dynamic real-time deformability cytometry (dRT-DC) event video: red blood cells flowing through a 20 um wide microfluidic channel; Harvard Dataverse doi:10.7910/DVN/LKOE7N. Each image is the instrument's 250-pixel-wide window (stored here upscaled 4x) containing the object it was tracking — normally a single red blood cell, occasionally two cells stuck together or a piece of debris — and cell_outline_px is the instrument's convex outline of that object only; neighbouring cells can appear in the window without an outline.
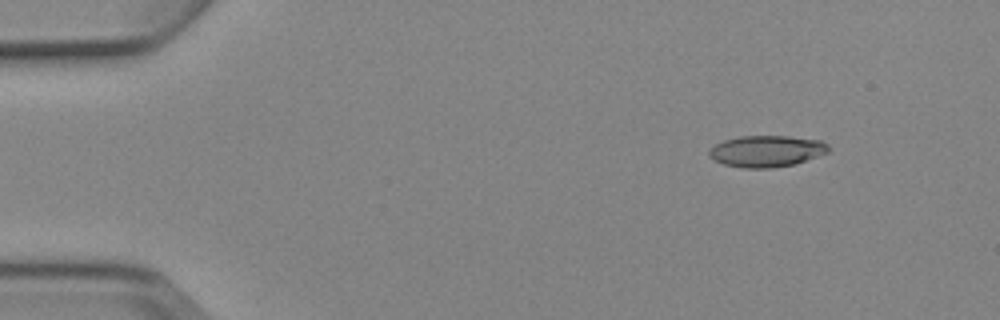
{"species": "Egyptian fruit bat (a non-hibernating species)", "species_latin": "Rousettus aegyptiacus", "temperature_condition": "cold", "stored_images_in_passage": 3, "camera_frame_rate_fps": 3000, "um_per_image_px": 0.085, "animal": {"sex": "female"}, "frame": {"image": 1, "passage_image": 1, "time_ms": 0.0, "image_size_px": [1000, 320], "cell_outline_px": [[832, 148], [828, 152], [796, 164], [772, 168], [744, 168], [724, 164], [716, 160], [708, 152], [716, 144], [724, 140], [740, 136], [788, 136], [820, 140], [828, 144]], "centroid_in_image_um": [65.22, 12.85], "position_along_channel_um": 19.8, "area_um2": 21.79}}
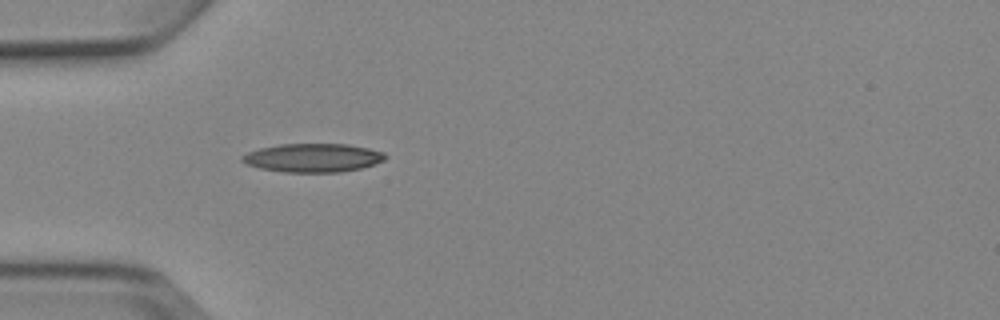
{"frame": {"image": 2, "passage_image": 3, "time_ms": 3.333, "image_size_px": [1000, 320], "cell_outline_px": [[384, 160], [360, 168], [340, 172], [284, 172], [260, 168], [248, 164], [240, 160], [240, 156], [248, 152], [260, 148], [280, 144], [348, 144], [368, 148], [384, 152]], "centroid_in_image_um": [26.56, 13.41], "position_along_channel_um": 58.4, "area_um2": 23.64}}